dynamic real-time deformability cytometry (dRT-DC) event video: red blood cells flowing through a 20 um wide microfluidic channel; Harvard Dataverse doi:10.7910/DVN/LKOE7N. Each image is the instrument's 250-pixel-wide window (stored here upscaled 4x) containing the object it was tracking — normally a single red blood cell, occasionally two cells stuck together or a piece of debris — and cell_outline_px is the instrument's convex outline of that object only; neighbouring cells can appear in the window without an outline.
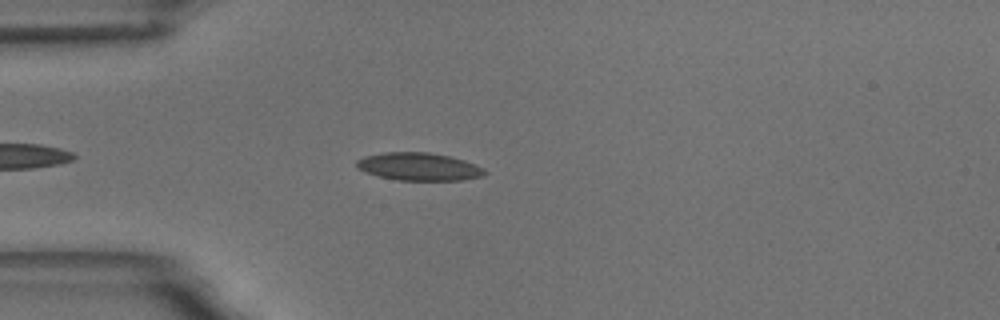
{"species": "common noctule bat (a hibernating species)", "species_latin": "Nyctalus noctula", "temperature_condition": "room temperature", "stored_images_in_passage": 47, "camera_frame_rate_fps": 3000, "um_per_image_px": 0.085, "animal": {"sex": "male", "body_mass_g": 18.8}, "frame": {"image": 1, "passage_image": 6, "time_ms": 1.667, "image_size_px": [1000, 320], "cell_outline_px": [[488, 172], [484, 176], [460, 180], [396, 180], [364, 172], [356, 168], [356, 160], [364, 156], [384, 152], [428, 152], [448, 156], [464, 160], [484, 168]], "centroid_in_image_um": [35.59, 14.16], "position_along_channel_um": 49.4, "area_um2": 20.81}}
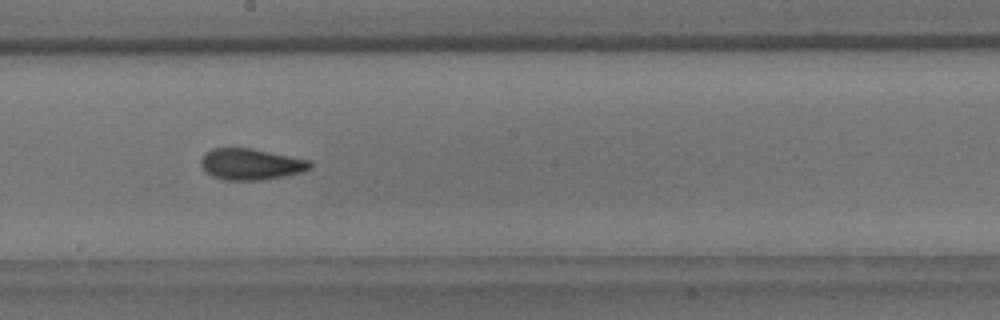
{"frame": {"image": 2, "passage_image": 22, "time_ms": 7.0, "image_size_px": [1000, 320], "cell_outline_px": [[312, 168], [300, 172], [260, 180], [224, 180], [212, 176], [204, 172], [200, 164], [200, 160], [204, 152], [212, 148], [252, 148], [308, 160], [312, 164]], "centroid_in_image_um": [21.24, 13.95], "position_along_channel_um": 227.0, "area_um2": 19.83}}
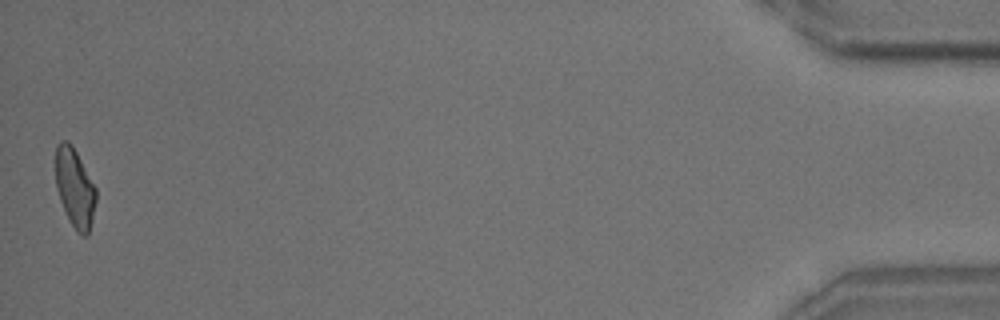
{"frame": {"image": 3, "passage_image": 47, "time_ms": 15.333, "image_size_px": [1000, 320], "cell_outline_px": [[96, 200], [88, 236], [80, 236], [76, 232], [68, 220], [60, 200], [56, 188], [56, 144], [60, 140], [68, 140], [72, 144], [96, 188]], "centroid_in_image_um": [6.35, 15.98], "position_along_channel_um": 428.9, "area_um2": 18.73}, "authors_computed_cell_mechanics": {"area_um2": 19.5942, "velocity_mm_per_s": 3.5382, "shape_relaxation_time_tau1_ms": 6.4304, "shape_relaxation_time_tau2_ms": 2.3412, "deformation_change_tau1": 0.1791, "deformation_change_tau2": 0.0833}}